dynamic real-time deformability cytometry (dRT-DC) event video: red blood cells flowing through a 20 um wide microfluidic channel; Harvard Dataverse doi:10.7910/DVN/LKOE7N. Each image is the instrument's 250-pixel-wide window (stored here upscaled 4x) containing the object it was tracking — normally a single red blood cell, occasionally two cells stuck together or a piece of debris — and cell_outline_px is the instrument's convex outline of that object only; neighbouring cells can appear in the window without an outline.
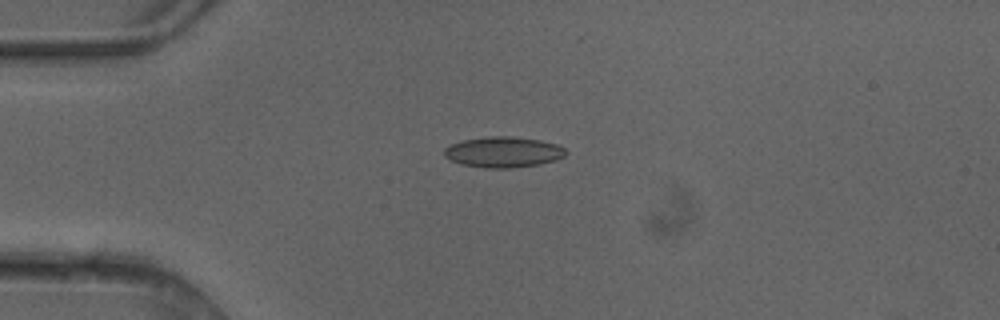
{"species": "common noctule bat (a hibernating species)", "species_latin": "Nyctalus noctula", "temperature_condition": "cold", "stored_images_in_passage": 6, "camera_frame_rate_fps": 3000, "um_per_image_px": 0.085, "animal": {"sex": "female"}, "frame": {"image": 1, "passage_image": 3, "time_ms": 0.667, "image_size_px": [1000, 320], "cell_outline_px": [[568, 152], [564, 156], [556, 160], [540, 164], [512, 168], [488, 168], [460, 164], [444, 156], [444, 148], [452, 144], [464, 140], [488, 136], [512, 136], [540, 140], [556, 144], [564, 148]], "centroid_in_image_um": [42.8, 12.93], "position_along_channel_um": 42.2, "area_um2": 21.73}}
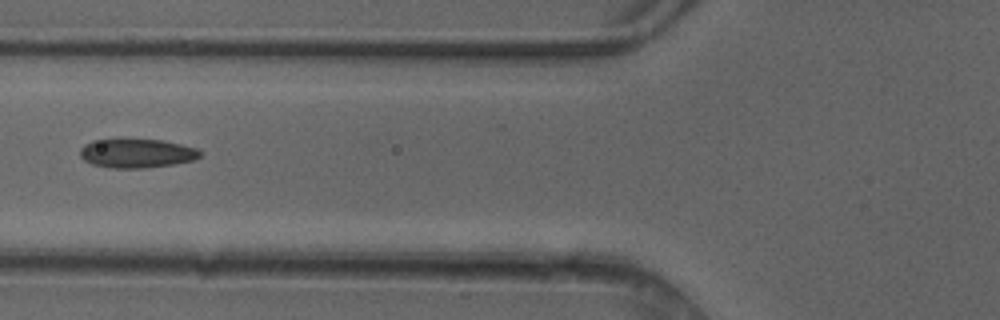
{"frame": {"image": 2, "passage_image": 5, "time_ms": 1.333, "image_size_px": [1000, 320], "cell_outline_px": [[204, 152], [200, 156], [192, 160], [172, 164], [144, 168], [112, 168], [92, 164], [84, 160], [80, 156], [80, 148], [84, 144], [92, 140], [116, 136], [124, 136], [164, 140], [200, 148]], "centroid_in_image_um": [11.6, 12.96], "position_along_channel_um": 114.2, "area_um2": 21.44}}
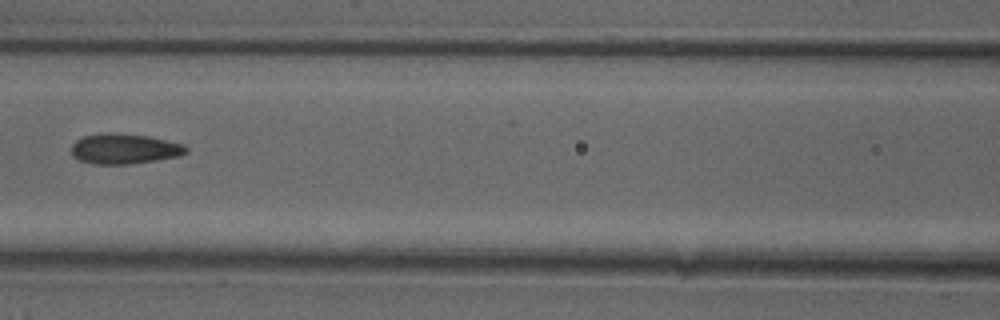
{"frame": {"image": 3, "passage_image": 6, "time_ms": 1.667, "image_size_px": [1000, 320], "cell_outline_px": [[188, 152], [180, 156], [156, 160], [128, 164], [92, 164], [80, 160], [72, 156], [72, 144], [76, 140], [84, 136], [104, 132], [112, 132], [148, 136], [184, 144], [188, 148]], "centroid_in_image_um": [10.57, 12.64], "position_along_channel_um": 156.0, "area_um2": 20.35}}